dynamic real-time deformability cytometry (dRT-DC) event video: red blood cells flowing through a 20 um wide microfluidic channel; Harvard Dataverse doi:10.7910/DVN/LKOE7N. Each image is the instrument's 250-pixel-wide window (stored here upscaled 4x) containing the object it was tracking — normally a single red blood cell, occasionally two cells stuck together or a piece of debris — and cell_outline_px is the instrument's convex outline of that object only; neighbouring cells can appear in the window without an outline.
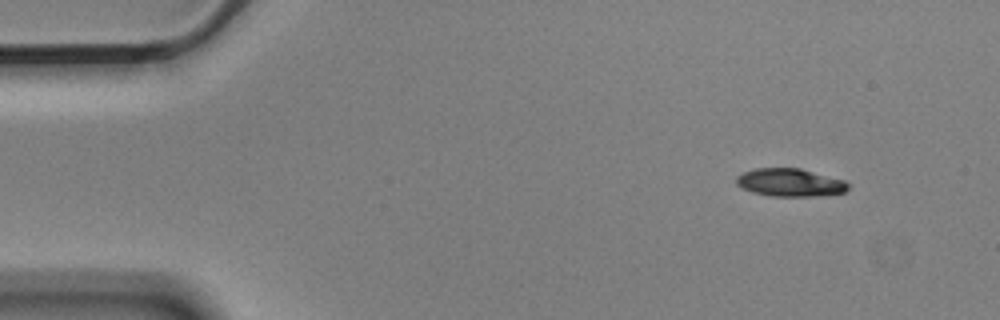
{"species": "Egyptian fruit bat (a non-hibernating species)", "species_latin": "Rousettus aegyptiacus", "temperature_condition": "cold", "stored_images_in_passage": 4, "camera_frame_rate_fps": 3000, "um_per_image_px": 0.085, "animal": {"sex": "male"}, "frame": {"image": 1, "passage_image": 1, "time_ms": 0.0, "image_size_px": [1000, 320], "cell_outline_px": [[848, 188], [844, 192], [820, 196], [772, 196], [752, 192], [736, 184], [736, 176], [744, 172], [756, 168], [800, 168], [844, 180], [848, 184]], "centroid_in_image_um": [67.15, 15.51], "position_along_channel_um": 17.9, "area_um2": 18.09}}
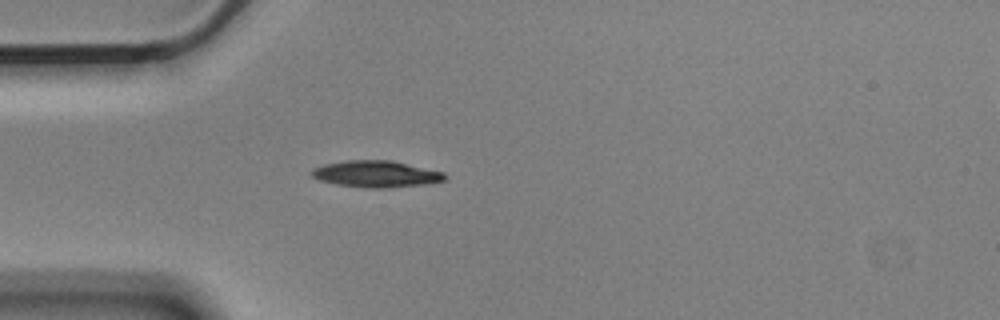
{"frame": {"image": 2, "passage_image": 4, "time_ms": 1.0, "image_size_px": [1000, 320], "cell_outline_px": [[448, 176], [444, 180], [432, 184], [392, 188], [368, 188], [336, 184], [320, 180], [312, 176], [308, 172], [312, 168], [324, 164], [344, 160], [392, 160], [444, 172]], "centroid_in_image_um": [31.99, 14.79], "position_along_channel_um": 53.0, "area_um2": 21.04}}